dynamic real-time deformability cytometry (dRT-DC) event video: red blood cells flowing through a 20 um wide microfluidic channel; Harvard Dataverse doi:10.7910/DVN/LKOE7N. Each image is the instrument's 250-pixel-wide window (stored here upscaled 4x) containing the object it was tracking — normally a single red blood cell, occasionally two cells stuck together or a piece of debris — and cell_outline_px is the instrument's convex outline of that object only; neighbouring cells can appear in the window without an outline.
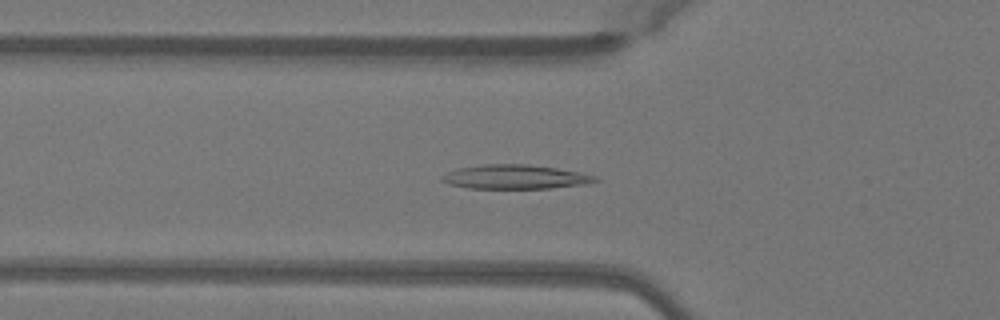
{"species": "Egyptian fruit bat (a non-hibernating species)", "species_latin": "Rousettus aegyptiacus", "temperature_condition": "warm", "stored_images_in_passage": 42, "camera_frame_rate_fps": 3000, "um_per_image_px": 0.085, "animal": {"sex": "female"}, "frame": {"image": 1, "passage_image": 9, "time_ms": 2.667, "image_size_px": [1000, 320], "cell_outline_px": [[600, 180], [588, 184], [548, 188], [468, 188], [448, 184], [440, 180], [440, 176], [448, 172], [460, 168], [484, 164], [528, 164], [556, 168], [580, 172], [596, 176]], "centroid_in_image_um": [43.8, 15.03], "position_along_channel_um": 82.0, "area_um2": 21.56}}
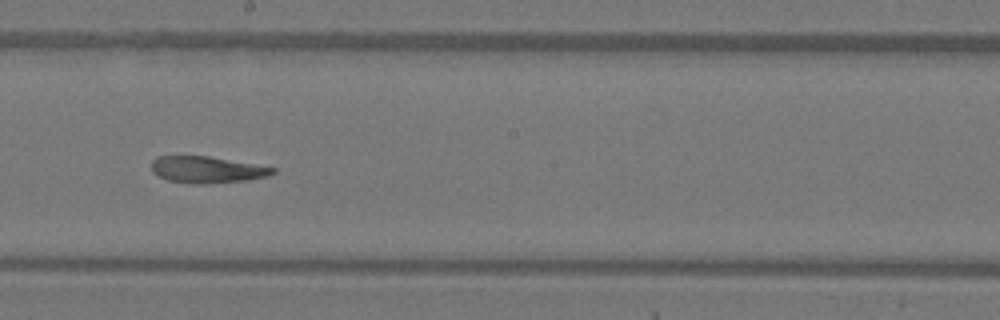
{"frame": {"image": 2, "passage_image": 20, "time_ms": 6.333, "image_size_px": [1000, 320], "cell_outline_px": [[276, 172], [268, 176], [244, 180], [204, 184], [192, 184], [168, 180], [152, 172], [152, 160], [156, 156], [208, 156], [276, 168]], "centroid_in_image_um": [17.57, 14.42], "position_along_channel_um": 230.6, "area_um2": 18.61}}
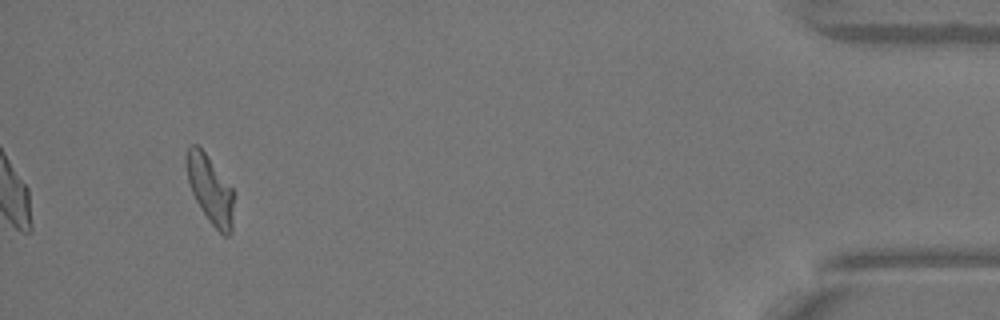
{"frame": {"image": 3, "passage_image": 39, "time_ms": 12.667, "image_size_px": [1000, 320], "cell_outline_px": [[236, 192], [232, 232], [228, 236], [224, 236], [208, 220], [200, 208], [188, 184], [184, 164], [184, 156], [188, 148], [192, 144], [196, 144], [208, 156]], "centroid_in_image_um": [17.88, 16.11], "position_along_channel_um": 417.3, "area_um2": 19.48}, "authors_computed_cell_mechanics": {"area_um2": 19.7965, "velocity_mm_per_s": 4.0397, "shape_relaxation_time_tau1_ms": null, "shape_relaxation_time_tau2_ms": 3.9346, "deformation_change_tau1": null, "deformation_change_tau2": 0.0868}}